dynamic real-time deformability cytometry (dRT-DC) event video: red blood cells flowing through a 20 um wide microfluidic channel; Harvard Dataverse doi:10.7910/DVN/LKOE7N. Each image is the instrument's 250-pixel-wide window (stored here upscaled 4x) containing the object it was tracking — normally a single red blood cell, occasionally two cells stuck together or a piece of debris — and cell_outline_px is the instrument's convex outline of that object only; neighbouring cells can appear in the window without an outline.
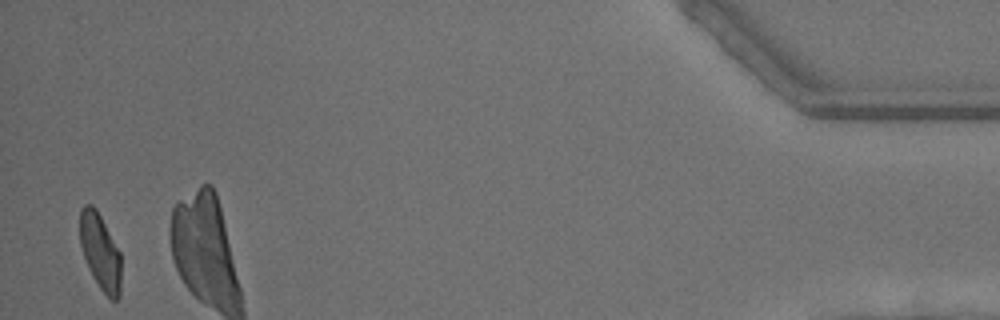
{"species": "common noctule bat (a hibernating species)", "species_latin": "Nyctalus noctula", "temperature_condition": "warm", "stored_images_in_passage": 41, "camera_frame_rate_fps": 3000, "um_per_image_px": 0.085, "animal": {"sex": "male", "body_mass_g": 13.3}, "frame": {"image": 1, "passage_image": 40, "time_ms": 13.0, "image_size_px": [1000, 320], "cell_outline_px": [[120, 296], [116, 300], [112, 300], [100, 288], [92, 276], [84, 256], [80, 244], [80, 208], [84, 204], [92, 204], [96, 208], [120, 252]], "centroid_in_image_um": [8.51, 21.37], "position_along_channel_um": 426.7, "area_um2": 18.09}, "authors_computed_cell_mechanics": {"area_um2": 20.1144, "velocity_mm_per_s": 4.4851, "shape_relaxation_time_tau1_ms": 4.7725, "shape_relaxation_time_tau2_ms": 0.5435, "deformation_change_tau1": 0.1513, "deformation_change_tau2": 0.0383}}